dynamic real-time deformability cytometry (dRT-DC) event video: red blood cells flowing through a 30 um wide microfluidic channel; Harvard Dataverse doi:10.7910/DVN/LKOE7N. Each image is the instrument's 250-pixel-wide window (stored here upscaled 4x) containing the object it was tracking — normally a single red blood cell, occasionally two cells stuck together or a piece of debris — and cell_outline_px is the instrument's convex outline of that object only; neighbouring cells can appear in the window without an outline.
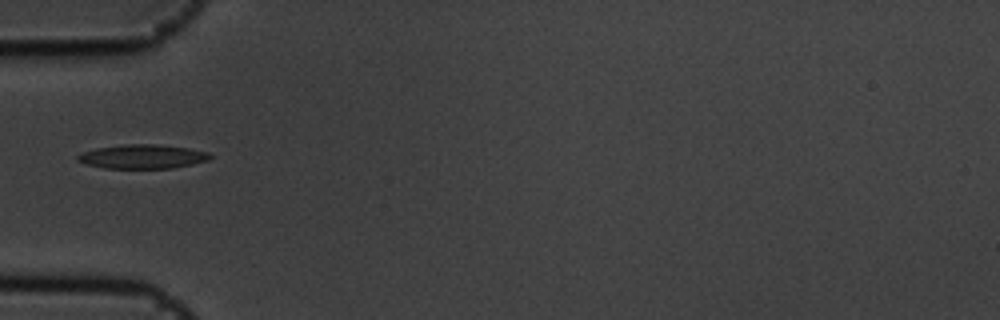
{"species": "common noctule bat (a hibernating species)", "species_latin": "Nyctalus noctula", "temperature_condition": "cold", "stored_images_in_passage": 10, "camera_frame_rate_fps": 3000, "um_per_image_px": 0.085, "animal": {"sex": "male", "body_mass_g": 19.5, "forearm_length_mm": 54.6}, "frame": {"image": 1, "passage_image": 5, "time_ms": 1.333, "image_size_px": [1000, 320], "cell_outline_px": [[212, 156], [208, 160], [192, 164], [172, 168], [104, 168], [88, 164], [76, 160], [76, 156], [84, 152], [96, 148], [128, 144], [156, 144], [188, 148], [208, 152]], "centroid_in_image_um": [12.12, 13.31], "position_along_channel_um": 72.9, "area_um2": 18.38}}
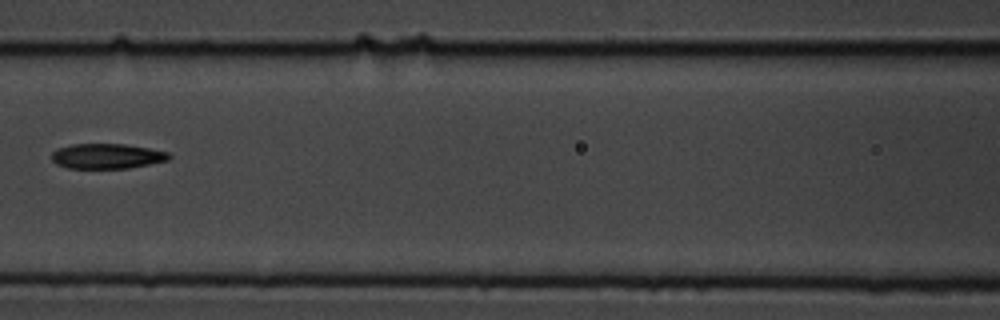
{"frame": {"image": 2, "passage_image": 7, "time_ms": 2.0, "image_size_px": [1000, 320], "cell_outline_px": [[172, 156], [168, 160], [128, 168], [68, 168], [56, 164], [52, 160], [52, 152], [56, 148], [72, 144], [124, 144], [148, 148], [168, 152]], "centroid_in_image_um": [9.06, 13.27], "position_along_channel_um": 157.5, "area_um2": 17.11}}
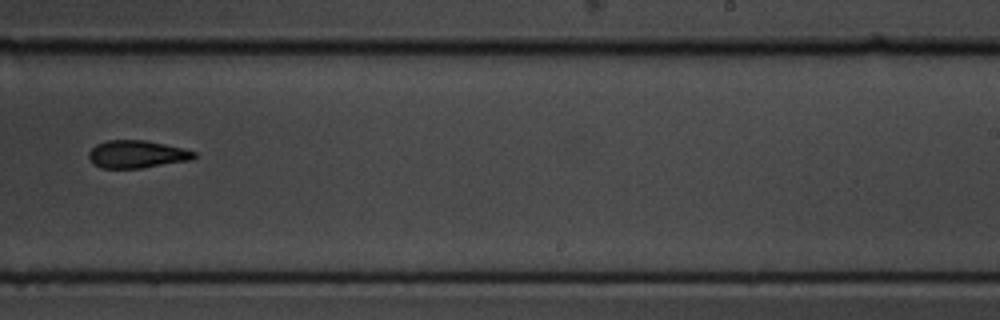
{"frame": {"image": 3, "passage_image": 10, "time_ms": 3.0, "image_size_px": [1000, 320], "cell_outline_px": [[196, 156], [192, 160], [140, 168], [100, 168], [92, 164], [88, 160], [88, 152], [96, 144], [108, 140], [144, 140], [184, 148], [196, 152]], "centroid_in_image_um": [11.6, 13.11], "position_along_channel_um": 277.4, "area_um2": 17.11}}